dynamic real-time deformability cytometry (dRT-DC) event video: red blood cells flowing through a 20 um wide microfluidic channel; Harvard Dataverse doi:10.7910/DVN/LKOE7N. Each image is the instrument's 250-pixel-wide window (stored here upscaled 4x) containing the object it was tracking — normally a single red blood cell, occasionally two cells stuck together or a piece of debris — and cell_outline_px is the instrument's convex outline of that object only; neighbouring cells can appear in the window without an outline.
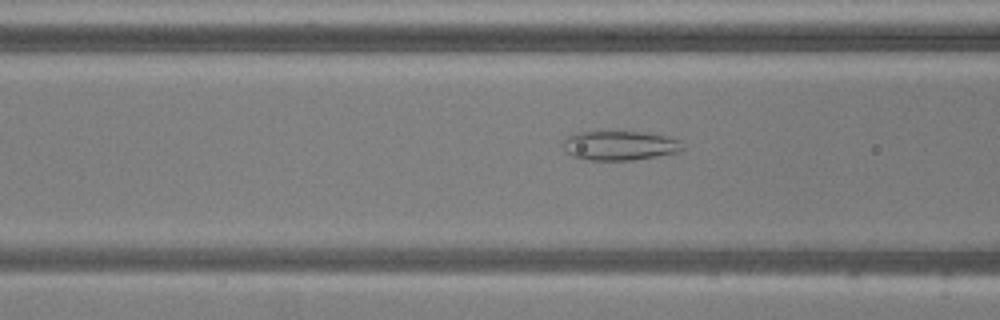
{"species": "common noctule bat (a hibernating species)", "species_latin": "Nyctalus noctula", "temperature_condition": "warm", "stored_images_in_passage": 52, "camera_frame_rate_fps": 3000, "um_per_image_px": 0.085, "animal": {"sex": "male", "body_mass_g": 20.5, "forearm_length_mm": 52.5}, "frame": {"image": 1, "passage_image": 19, "time_ms": 6.0, "image_size_px": [1000, 320], "cell_outline_px": [[684, 148], [680, 152], [632, 160], [588, 160], [572, 156], [564, 152], [564, 140], [568, 136], [576, 132], [648, 132], [668, 136], [680, 140]], "centroid_in_image_um": [52.7, 12.37], "position_along_channel_um": 113.9, "area_um2": 20.58}}
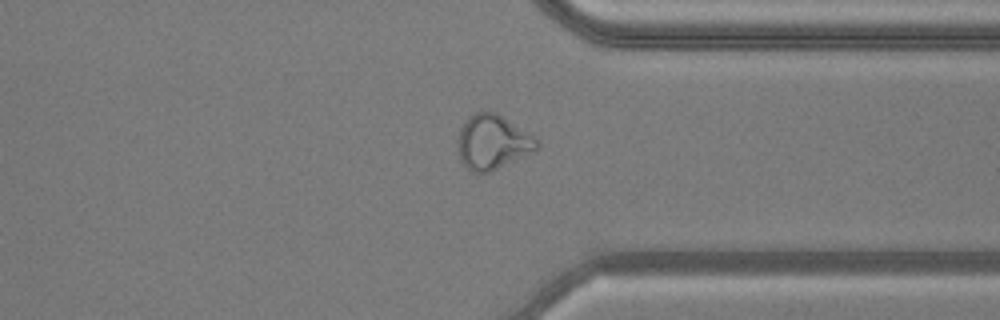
{"frame": {"image": 2, "passage_image": 39, "time_ms": 12.667, "image_size_px": [1000, 320], "cell_outline_px": [[540, 148], [536, 152], [488, 172], [472, 172], [460, 160], [456, 140], [460, 128], [468, 116], [476, 112], [496, 112], [536, 136], [540, 144]], "centroid_in_image_um": [41.91, 12.07], "position_along_channel_um": 369.5, "area_um2": 25.55}}
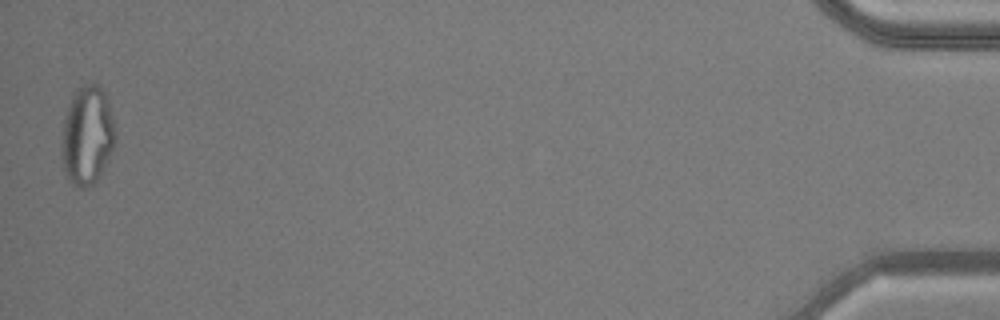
{"frame": {"image": 3, "passage_image": 51, "time_ms": 16.667, "image_size_px": [1000, 320], "cell_outline_px": [[116, 144], [104, 168], [96, 180], [92, 184], [84, 188], [80, 188], [72, 184], [64, 172], [60, 152], [64, 120], [72, 96], [76, 88], [88, 84], [96, 84], [104, 92], [116, 128]], "centroid_in_image_um": [7.41, 11.55], "position_along_channel_um": 427.8, "area_um2": 30.98}, "authors_computed_cell_mechanics": {"area_um2": 25.8655, "velocity_mm_per_s": 3.8668, "shape_relaxation_time_tau1_ms": null, "shape_relaxation_time_tau2_ms": 1.5864, "deformation_change_tau1": null, "deformation_change_tau2": 0.0975}}